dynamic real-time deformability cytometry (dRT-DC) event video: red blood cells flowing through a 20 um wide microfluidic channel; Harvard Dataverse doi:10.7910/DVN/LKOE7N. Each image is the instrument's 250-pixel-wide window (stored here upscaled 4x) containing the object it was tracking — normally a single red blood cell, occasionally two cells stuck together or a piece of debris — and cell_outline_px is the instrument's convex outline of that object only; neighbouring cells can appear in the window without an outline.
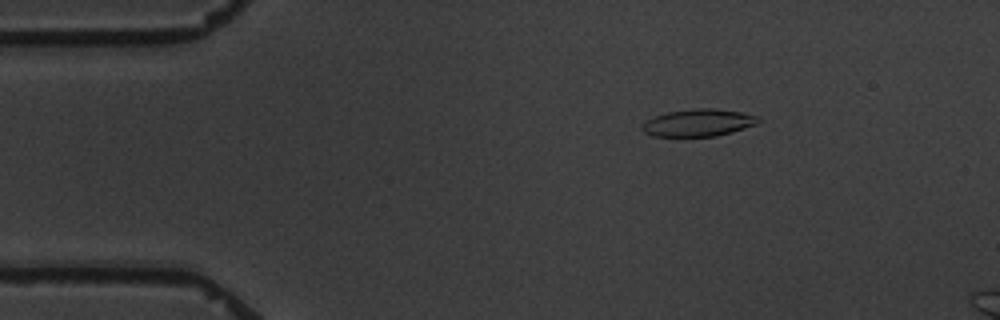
{"species": "common noctule bat (a hibernating species)", "species_latin": "Nyctalus noctula", "temperature_condition": "warm", "stored_images_in_passage": 2, "camera_frame_rate_fps": 3000, "um_per_image_px": 0.085, "animal": {"sex": "male", "body_mass_g": 19.5, "forearm_length_mm": 54.6}, "frame": {"image": 1, "passage_image": 2, "time_ms": 2.0, "image_size_px": [1000, 320], "cell_outline_px": [[760, 120], [756, 124], [732, 132], [716, 136], [652, 136], [644, 132], [640, 128], [648, 120], [656, 116], [668, 112], [696, 108], [712, 108], [740, 112], [760, 116]], "centroid_in_image_um": [59.39, 10.43], "position_along_channel_um": 25.6, "area_um2": 18.26}}